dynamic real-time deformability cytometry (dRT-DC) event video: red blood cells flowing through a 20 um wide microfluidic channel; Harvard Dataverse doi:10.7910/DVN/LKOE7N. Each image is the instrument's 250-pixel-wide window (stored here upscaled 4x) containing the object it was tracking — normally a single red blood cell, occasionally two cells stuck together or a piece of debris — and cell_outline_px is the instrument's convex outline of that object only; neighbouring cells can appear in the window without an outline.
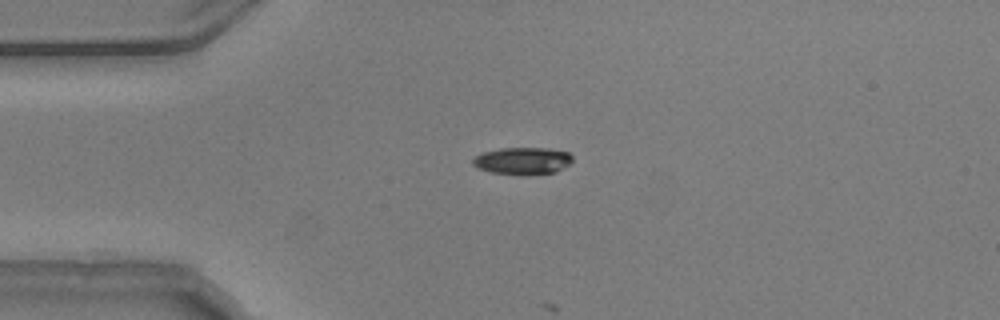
{"species": "common noctule bat (a hibernating species)", "species_latin": "Nyctalus noctula", "temperature_condition": "warm", "stored_images_in_passage": 5, "camera_frame_rate_fps": 3000, "um_per_image_px": 0.085, "animal": {"sex": "male", "body_mass_g": 20.5, "forearm_length_mm": 52.5}, "frame": {"image": 1, "passage_image": 1, "time_ms": 0.0, "image_size_px": [1000, 320], "cell_outline_px": [[572, 160], [564, 168], [556, 172], [528, 176], [520, 176], [492, 172], [476, 168], [472, 164], [472, 160], [476, 156], [484, 152], [500, 148], [548, 148], [568, 152], [572, 156]], "centroid_in_image_um": [44.42, 13.69], "position_along_channel_um": 40.6, "area_um2": 16.07}}